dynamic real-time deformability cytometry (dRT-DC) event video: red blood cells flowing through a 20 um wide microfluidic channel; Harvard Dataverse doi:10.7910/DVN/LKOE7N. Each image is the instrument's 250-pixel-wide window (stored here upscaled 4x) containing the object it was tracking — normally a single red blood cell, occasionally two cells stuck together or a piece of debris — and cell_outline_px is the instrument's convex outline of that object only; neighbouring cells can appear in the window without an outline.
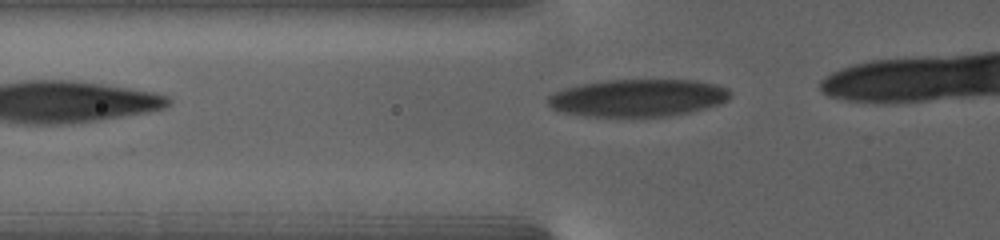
{"species": "human", "species_latin": "Homo sapiens", "temperature_condition": "warm", "stored_images_in_passage": 14, "camera_frame_rate_fps": 3000, "um_per_image_px": 0.085, "donor": {"sex": "female"}, "frame": {"image": 1, "passage_image": 2, "time_ms": 0.333, "image_size_px": [1000, 240], "cell_outline_px": [[732, 96], [728, 100], [720, 104], [688, 112], [664, 116], [588, 116], [564, 112], [552, 108], [548, 104], [548, 96], [564, 88], [580, 84], [604, 80], [696, 80], [716, 84], [728, 88], [732, 92]], "centroid_in_image_um": [54.26, 8.3], "position_along_channel_um": 71.5, "area_um2": 39.65}}
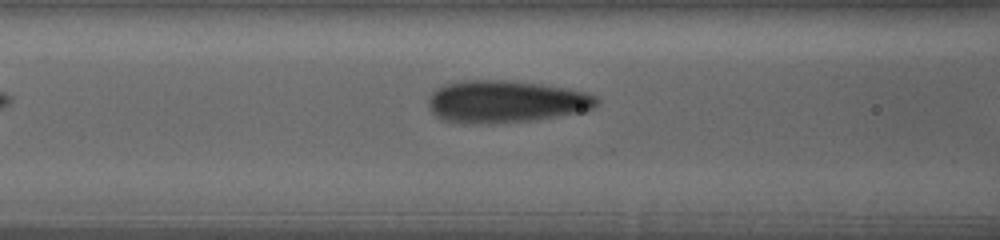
{"frame": {"image": 2, "passage_image": 6, "time_ms": 2.333, "image_size_px": [1000, 240], "cell_outline_px": [[600, 104], [584, 112], [532, 120], [492, 124], [460, 124], [444, 120], [436, 116], [432, 112], [428, 104], [428, 96], [436, 88], [444, 84], [460, 80], [504, 80], [540, 84], [568, 88], [584, 92], [596, 96], [600, 100]], "centroid_in_image_um": [42.96, 8.64], "position_along_channel_um": 123.6, "area_um2": 42.02}}
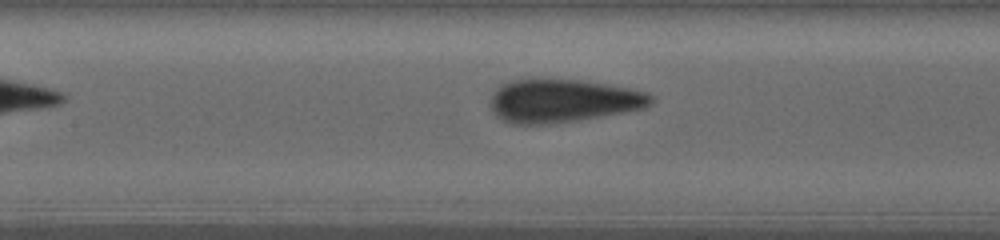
{"frame": {"image": 3, "passage_image": 11, "time_ms": 3.667, "image_size_px": [1000, 240], "cell_outline_px": [[656, 96], [652, 104], [644, 108], [580, 120], [548, 124], [508, 124], [500, 120], [496, 116], [492, 108], [492, 96], [496, 88], [500, 84], [508, 80], [532, 76], [580, 80], [608, 84], [632, 88], [648, 92]], "centroid_in_image_um": [47.83, 8.53], "position_along_channel_um": 159.6, "area_um2": 41.67}}